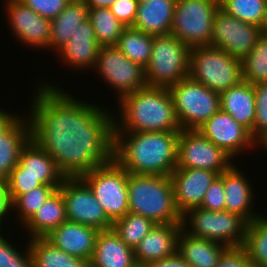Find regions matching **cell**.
<instances>
[{"instance_id": "ba28073f", "label": "cell", "mask_w": 267, "mask_h": 267, "mask_svg": "<svg viewBox=\"0 0 267 267\" xmlns=\"http://www.w3.org/2000/svg\"><path fill=\"white\" fill-rule=\"evenodd\" d=\"M168 89L184 130H197L220 109V94L190 76Z\"/></svg>"}, {"instance_id": "8d00e7d4", "label": "cell", "mask_w": 267, "mask_h": 267, "mask_svg": "<svg viewBox=\"0 0 267 267\" xmlns=\"http://www.w3.org/2000/svg\"><path fill=\"white\" fill-rule=\"evenodd\" d=\"M60 186L42 185L30 192L21 194L13 203V210L19 214L22 226L37 212V210L59 189ZM22 221V222H21Z\"/></svg>"}, {"instance_id": "681fc988", "label": "cell", "mask_w": 267, "mask_h": 267, "mask_svg": "<svg viewBox=\"0 0 267 267\" xmlns=\"http://www.w3.org/2000/svg\"><path fill=\"white\" fill-rule=\"evenodd\" d=\"M258 145H260V146H263V147H265L266 148V150H267V136H265L259 143H258Z\"/></svg>"}, {"instance_id": "ac0fdd59", "label": "cell", "mask_w": 267, "mask_h": 267, "mask_svg": "<svg viewBox=\"0 0 267 267\" xmlns=\"http://www.w3.org/2000/svg\"><path fill=\"white\" fill-rule=\"evenodd\" d=\"M98 232L93 227L65 221L45 238L65 253L90 262Z\"/></svg>"}, {"instance_id": "8992f818", "label": "cell", "mask_w": 267, "mask_h": 267, "mask_svg": "<svg viewBox=\"0 0 267 267\" xmlns=\"http://www.w3.org/2000/svg\"><path fill=\"white\" fill-rule=\"evenodd\" d=\"M191 48L171 34L153 36L149 64L145 68L147 87L170 88L189 76Z\"/></svg>"}, {"instance_id": "44dd1931", "label": "cell", "mask_w": 267, "mask_h": 267, "mask_svg": "<svg viewBox=\"0 0 267 267\" xmlns=\"http://www.w3.org/2000/svg\"><path fill=\"white\" fill-rule=\"evenodd\" d=\"M100 47L92 24L86 20L77 27L69 42L56 52L60 54L62 61L65 60L74 69L93 70Z\"/></svg>"}, {"instance_id": "816d5d0a", "label": "cell", "mask_w": 267, "mask_h": 267, "mask_svg": "<svg viewBox=\"0 0 267 267\" xmlns=\"http://www.w3.org/2000/svg\"><path fill=\"white\" fill-rule=\"evenodd\" d=\"M151 0H138V3H147L150 2Z\"/></svg>"}, {"instance_id": "cb8c5ba5", "label": "cell", "mask_w": 267, "mask_h": 267, "mask_svg": "<svg viewBox=\"0 0 267 267\" xmlns=\"http://www.w3.org/2000/svg\"><path fill=\"white\" fill-rule=\"evenodd\" d=\"M176 0H151L138 3L133 28L153 36L168 35L174 18Z\"/></svg>"}, {"instance_id": "5bb4252c", "label": "cell", "mask_w": 267, "mask_h": 267, "mask_svg": "<svg viewBox=\"0 0 267 267\" xmlns=\"http://www.w3.org/2000/svg\"><path fill=\"white\" fill-rule=\"evenodd\" d=\"M263 36V28L243 22L218 9L214 16L211 45L242 60Z\"/></svg>"}, {"instance_id": "bcb514c9", "label": "cell", "mask_w": 267, "mask_h": 267, "mask_svg": "<svg viewBox=\"0 0 267 267\" xmlns=\"http://www.w3.org/2000/svg\"><path fill=\"white\" fill-rule=\"evenodd\" d=\"M143 267H191L177 252L161 260L151 261Z\"/></svg>"}, {"instance_id": "3957f363", "label": "cell", "mask_w": 267, "mask_h": 267, "mask_svg": "<svg viewBox=\"0 0 267 267\" xmlns=\"http://www.w3.org/2000/svg\"><path fill=\"white\" fill-rule=\"evenodd\" d=\"M118 100L121 120L114 114V132L182 130L168 88L146 87Z\"/></svg>"}, {"instance_id": "d590c367", "label": "cell", "mask_w": 267, "mask_h": 267, "mask_svg": "<svg viewBox=\"0 0 267 267\" xmlns=\"http://www.w3.org/2000/svg\"><path fill=\"white\" fill-rule=\"evenodd\" d=\"M243 81L267 82V38L262 36L251 52L241 60Z\"/></svg>"}, {"instance_id": "603a6c76", "label": "cell", "mask_w": 267, "mask_h": 267, "mask_svg": "<svg viewBox=\"0 0 267 267\" xmlns=\"http://www.w3.org/2000/svg\"><path fill=\"white\" fill-rule=\"evenodd\" d=\"M234 164L223 172V186L225 190V211L236 213L248 222L261 216L253 212L254 190L245 177Z\"/></svg>"}, {"instance_id": "1f68e13d", "label": "cell", "mask_w": 267, "mask_h": 267, "mask_svg": "<svg viewBox=\"0 0 267 267\" xmlns=\"http://www.w3.org/2000/svg\"><path fill=\"white\" fill-rule=\"evenodd\" d=\"M97 42L101 46L116 45L126 28L111 12L110 8H92L88 12Z\"/></svg>"}, {"instance_id": "83f0119b", "label": "cell", "mask_w": 267, "mask_h": 267, "mask_svg": "<svg viewBox=\"0 0 267 267\" xmlns=\"http://www.w3.org/2000/svg\"><path fill=\"white\" fill-rule=\"evenodd\" d=\"M65 221V203L61 191L57 189L23 226L32 239L46 237Z\"/></svg>"}, {"instance_id": "ffe728a7", "label": "cell", "mask_w": 267, "mask_h": 267, "mask_svg": "<svg viewBox=\"0 0 267 267\" xmlns=\"http://www.w3.org/2000/svg\"><path fill=\"white\" fill-rule=\"evenodd\" d=\"M182 223L156 224L134 249V258L138 267L151 261L172 256L177 250V238Z\"/></svg>"}, {"instance_id": "ee69618b", "label": "cell", "mask_w": 267, "mask_h": 267, "mask_svg": "<svg viewBox=\"0 0 267 267\" xmlns=\"http://www.w3.org/2000/svg\"><path fill=\"white\" fill-rule=\"evenodd\" d=\"M138 0H117L110 10L126 27H133L137 14Z\"/></svg>"}, {"instance_id": "7bdbcfd3", "label": "cell", "mask_w": 267, "mask_h": 267, "mask_svg": "<svg viewBox=\"0 0 267 267\" xmlns=\"http://www.w3.org/2000/svg\"><path fill=\"white\" fill-rule=\"evenodd\" d=\"M216 267H254L246 248L242 246L227 247L219 258Z\"/></svg>"}, {"instance_id": "f6af8a7d", "label": "cell", "mask_w": 267, "mask_h": 267, "mask_svg": "<svg viewBox=\"0 0 267 267\" xmlns=\"http://www.w3.org/2000/svg\"><path fill=\"white\" fill-rule=\"evenodd\" d=\"M13 209L11 197L7 191L6 180L0 179V231L4 217L9 214Z\"/></svg>"}, {"instance_id": "f546056e", "label": "cell", "mask_w": 267, "mask_h": 267, "mask_svg": "<svg viewBox=\"0 0 267 267\" xmlns=\"http://www.w3.org/2000/svg\"><path fill=\"white\" fill-rule=\"evenodd\" d=\"M33 267H89V262L69 255L50 243L45 237L28 241Z\"/></svg>"}, {"instance_id": "ab89813d", "label": "cell", "mask_w": 267, "mask_h": 267, "mask_svg": "<svg viewBox=\"0 0 267 267\" xmlns=\"http://www.w3.org/2000/svg\"><path fill=\"white\" fill-rule=\"evenodd\" d=\"M225 190L221 173L206 191L201 208L209 211H225Z\"/></svg>"}, {"instance_id": "8fae6325", "label": "cell", "mask_w": 267, "mask_h": 267, "mask_svg": "<svg viewBox=\"0 0 267 267\" xmlns=\"http://www.w3.org/2000/svg\"><path fill=\"white\" fill-rule=\"evenodd\" d=\"M94 68L118 92L119 99L147 87L145 68L129 60L115 45L100 47Z\"/></svg>"}, {"instance_id": "e0dca14e", "label": "cell", "mask_w": 267, "mask_h": 267, "mask_svg": "<svg viewBox=\"0 0 267 267\" xmlns=\"http://www.w3.org/2000/svg\"><path fill=\"white\" fill-rule=\"evenodd\" d=\"M219 173L195 168H176L171 174L175 203L183 215L192 208L201 206L206 191Z\"/></svg>"}, {"instance_id": "c3c4849f", "label": "cell", "mask_w": 267, "mask_h": 267, "mask_svg": "<svg viewBox=\"0 0 267 267\" xmlns=\"http://www.w3.org/2000/svg\"><path fill=\"white\" fill-rule=\"evenodd\" d=\"M89 8H110L117 0H82Z\"/></svg>"}, {"instance_id": "f1b7e54d", "label": "cell", "mask_w": 267, "mask_h": 267, "mask_svg": "<svg viewBox=\"0 0 267 267\" xmlns=\"http://www.w3.org/2000/svg\"><path fill=\"white\" fill-rule=\"evenodd\" d=\"M89 8L82 0H71L66 8L51 20L50 49L58 51L67 44L77 27L88 20Z\"/></svg>"}, {"instance_id": "74e56055", "label": "cell", "mask_w": 267, "mask_h": 267, "mask_svg": "<svg viewBox=\"0 0 267 267\" xmlns=\"http://www.w3.org/2000/svg\"><path fill=\"white\" fill-rule=\"evenodd\" d=\"M255 89V123L252 137L259 143L267 136V82L253 84Z\"/></svg>"}, {"instance_id": "484cf974", "label": "cell", "mask_w": 267, "mask_h": 267, "mask_svg": "<svg viewBox=\"0 0 267 267\" xmlns=\"http://www.w3.org/2000/svg\"><path fill=\"white\" fill-rule=\"evenodd\" d=\"M21 117L0 136V179L6 180L19 162L22 149L32 139L28 116Z\"/></svg>"}, {"instance_id": "2e32d148", "label": "cell", "mask_w": 267, "mask_h": 267, "mask_svg": "<svg viewBox=\"0 0 267 267\" xmlns=\"http://www.w3.org/2000/svg\"><path fill=\"white\" fill-rule=\"evenodd\" d=\"M10 29L22 44L30 47L49 48L51 38V20L34 12L19 0H6Z\"/></svg>"}, {"instance_id": "b9f144b4", "label": "cell", "mask_w": 267, "mask_h": 267, "mask_svg": "<svg viewBox=\"0 0 267 267\" xmlns=\"http://www.w3.org/2000/svg\"><path fill=\"white\" fill-rule=\"evenodd\" d=\"M6 185L13 203L21 194L30 192L43 184L31 175H10L6 179Z\"/></svg>"}, {"instance_id": "7dc6e473", "label": "cell", "mask_w": 267, "mask_h": 267, "mask_svg": "<svg viewBox=\"0 0 267 267\" xmlns=\"http://www.w3.org/2000/svg\"><path fill=\"white\" fill-rule=\"evenodd\" d=\"M20 116L7 113V111L0 109V136L5 133Z\"/></svg>"}, {"instance_id": "e575fe53", "label": "cell", "mask_w": 267, "mask_h": 267, "mask_svg": "<svg viewBox=\"0 0 267 267\" xmlns=\"http://www.w3.org/2000/svg\"><path fill=\"white\" fill-rule=\"evenodd\" d=\"M155 225L156 223L149 218L128 212L116 220L112 228L127 246L135 249Z\"/></svg>"}, {"instance_id": "9c48e42d", "label": "cell", "mask_w": 267, "mask_h": 267, "mask_svg": "<svg viewBox=\"0 0 267 267\" xmlns=\"http://www.w3.org/2000/svg\"><path fill=\"white\" fill-rule=\"evenodd\" d=\"M81 178L91 188L106 216L113 223L129 212L128 172L114 158Z\"/></svg>"}, {"instance_id": "d6a6232c", "label": "cell", "mask_w": 267, "mask_h": 267, "mask_svg": "<svg viewBox=\"0 0 267 267\" xmlns=\"http://www.w3.org/2000/svg\"><path fill=\"white\" fill-rule=\"evenodd\" d=\"M243 246L254 267H267V216L261 215L248 223Z\"/></svg>"}, {"instance_id": "f35d334b", "label": "cell", "mask_w": 267, "mask_h": 267, "mask_svg": "<svg viewBox=\"0 0 267 267\" xmlns=\"http://www.w3.org/2000/svg\"><path fill=\"white\" fill-rule=\"evenodd\" d=\"M0 233V267H33L29 245L26 251L20 253Z\"/></svg>"}, {"instance_id": "5b68a950", "label": "cell", "mask_w": 267, "mask_h": 267, "mask_svg": "<svg viewBox=\"0 0 267 267\" xmlns=\"http://www.w3.org/2000/svg\"><path fill=\"white\" fill-rule=\"evenodd\" d=\"M189 76L221 94L243 80L241 60L212 45L193 47Z\"/></svg>"}, {"instance_id": "7a4b0ae2", "label": "cell", "mask_w": 267, "mask_h": 267, "mask_svg": "<svg viewBox=\"0 0 267 267\" xmlns=\"http://www.w3.org/2000/svg\"><path fill=\"white\" fill-rule=\"evenodd\" d=\"M178 142L179 131L114 132L113 158L129 173L170 176Z\"/></svg>"}, {"instance_id": "7402d4cb", "label": "cell", "mask_w": 267, "mask_h": 267, "mask_svg": "<svg viewBox=\"0 0 267 267\" xmlns=\"http://www.w3.org/2000/svg\"><path fill=\"white\" fill-rule=\"evenodd\" d=\"M89 267H138L134 249L127 246L113 228L99 231Z\"/></svg>"}, {"instance_id": "d4e9b609", "label": "cell", "mask_w": 267, "mask_h": 267, "mask_svg": "<svg viewBox=\"0 0 267 267\" xmlns=\"http://www.w3.org/2000/svg\"><path fill=\"white\" fill-rule=\"evenodd\" d=\"M220 109L229 113L250 132L255 123V89L253 84L241 81L220 94Z\"/></svg>"}, {"instance_id": "4316f807", "label": "cell", "mask_w": 267, "mask_h": 267, "mask_svg": "<svg viewBox=\"0 0 267 267\" xmlns=\"http://www.w3.org/2000/svg\"><path fill=\"white\" fill-rule=\"evenodd\" d=\"M226 248L222 243L191 236L181 229L176 252L191 267H216Z\"/></svg>"}, {"instance_id": "52a82bcc", "label": "cell", "mask_w": 267, "mask_h": 267, "mask_svg": "<svg viewBox=\"0 0 267 267\" xmlns=\"http://www.w3.org/2000/svg\"><path fill=\"white\" fill-rule=\"evenodd\" d=\"M248 223L239 214L209 211L201 207L192 208L182 215V229L186 233L222 243L227 247L244 245Z\"/></svg>"}, {"instance_id": "9a60e30c", "label": "cell", "mask_w": 267, "mask_h": 267, "mask_svg": "<svg viewBox=\"0 0 267 267\" xmlns=\"http://www.w3.org/2000/svg\"><path fill=\"white\" fill-rule=\"evenodd\" d=\"M197 130L217 147L233 157V161L234 156H239L243 150L247 152L246 149L253 150L258 145V142L252 137L247 128L221 109Z\"/></svg>"}, {"instance_id": "4fadbf2b", "label": "cell", "mask_w": 267, "mask_h": 267, "mask_svg": "<svg viewBox=\"0 0 267 267\" xmlns=\"http://www.w3.org/2000/svg\"><path fill=\"white\" fill-rule=\"evenodd\" d=\"M65 203L67 221L98 231L113 227L88 184L81 178H65L59 187Z\"/></svg>"}, {"instance_id": "6da1fadb", "label": "cell", "mask_w": 267, "mask_h": 267, "mask_svg": "<svg viewBox=\"0 0 267 267\" xmlns=\"http://www.w3.org/2000/svg\"><path fill=\"white\" fill-rule=\"evenodd\" d=\"M51 85V86H50ZM28 117L32 139L65 178H79L113 159L114 115L51 83L38 85Z\"/></svg>"}, {"instance_id": "d6986e66", "label": "cell", "mask_w": 267, "mask_h": 267, "mask_svg": "<svg viewBox=\"0 0 267 267\" xmlns=\"http://www.w3.org/2000/svg\"><path fill=\"white\" fill-rule=\"evenodd\" d=\"M10 175H31L46 186H61L65 179L55 160L33 139L22 149L19 162Z\"/></svg>"}, {"instance_id": "4dcf8cb0", "label": "cell", "mask_w": 267, "mask_h": 267, "mask_svg": "<svg viewBox=\"0 0 267 267\" xmlns=\"http://www.w3.org/2000/svg\"><path fill=\"white\" fill-rule=\"evenodd\" d=\"M153 45V35L133 27H126L115 45L129 60L143 68L149 64Z\"/></svg>"}, {"instance_id": "836d02e7", "label": "cell", "mask_w": 267, "mask_h": 267, "mask_svg": "<svg viewBox=\"0 0 267 267\" xmlns=\"http://www.w3.org/2000/svg\"><path fill=\"white\" fill-rule=\"evenodd\" d=\"M220 8L237 19L263 28L267 23V0H219Z\"/></svg>"}, {"instance_id": "277c9868", "label": "cell", "mask_w": 267, "mask_h": 267, "mask_svg": "<svg viewBox=\"0 0 267 267\" xmlns=\"http://www.w3.org/2000/svg\"><path fill=\"white\" fill-rule=\"evenodd\" d=\"M127 187L129 212L149 218L156 224L182 223L170 176L128 172Z\"/></svg>"}, {"instance_id": "30bf717a", "label": "cell", "mask_w": 267, "mask_h": 267, "mask_svg": "<svg viewBox=\"0 0 267 267\" xmlns=\"http://www.w3.org/2000/svg\"><path fill=\"white\" fill-rule=\"evenodd\" d=\"M219 0H176L171 35L190 48L211 45Z\"/></svg>"}, {"instance_id": "7c38bea8", "label": "cell", "mask_w": 267, "mask_h": 267, "mask_svg": "<svg viewBox=\"0 0 267 267\" xmlns=\"http://www.w3.org/2000/svg\"><path fill=\"white\" fill-rule=\"evenodd\" d=\"M233 158L198 130H180L176 168L201 169L223 173L233 165ZM231 161V162H230Z\"/></svg>"}, {"instance_id": "60d3db41", "label": "cell", "mask_w": 267, "mask_h": 267, "mask_svg": "<svg viewBox=\"0 0 267 267\" xmlns=\"http://www.w3.org/2000/svg\"><path fill=\"white\" fill-rule=\"evenodd\" d=\"M25 6L47 19H54L71 0H19Z\"/></svg>"}, {"instance_id": "f907efd6", "label": "cell", "mask_w": 267, "mask_h": 267, "mask_svg": "<svg viewBox=\"0 0 267 267\" xmlns=\"http://www.w3.org/2000/svg\"><path fill=\"white\" fill-rule=\"evenodd\" d=\"M263 36L267 38V23L263 27Z\"/></svg>"}]
</instances>
